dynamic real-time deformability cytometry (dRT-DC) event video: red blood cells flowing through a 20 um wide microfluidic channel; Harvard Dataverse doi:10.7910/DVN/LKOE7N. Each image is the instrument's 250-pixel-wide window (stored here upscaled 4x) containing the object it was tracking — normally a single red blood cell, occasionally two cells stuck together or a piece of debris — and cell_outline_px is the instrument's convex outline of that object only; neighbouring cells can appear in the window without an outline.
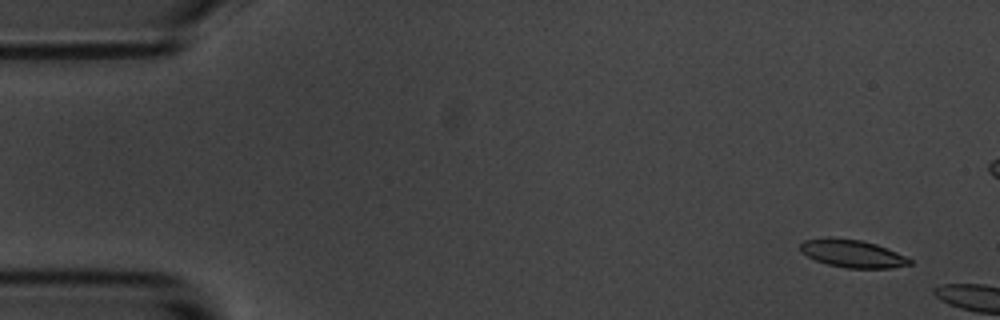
{"species": "common noctule bat (a hibernating species)", "species_latin": "Nyctalus noctula", "temperature_condition": "room temperature", "stored_images_in_passage": 5, "camera_frame_rate_fps": 3000, "um_per_image_px": 0.085, "animal": {"sex": "male", "body_mass_g": 20.1, "forearm_length_mm": 53.5}, "frame": {"image": 1, "passage_image": 1, "time_ms": 0.0, "image_size_px": [1000, 320], "cell_outline_px": [[912, 264], [888, 268], [848, 268], [828, 264], [816, 260], [800, 252], [800, 244], [804, 240], [828, 236], [860, 240], [876, 244], [896, 252], [912, 260]], "centroid_in_image_um": [72.41, 21.54], "position_along_channel_um": 12.6, "area_um2": 17.63}}